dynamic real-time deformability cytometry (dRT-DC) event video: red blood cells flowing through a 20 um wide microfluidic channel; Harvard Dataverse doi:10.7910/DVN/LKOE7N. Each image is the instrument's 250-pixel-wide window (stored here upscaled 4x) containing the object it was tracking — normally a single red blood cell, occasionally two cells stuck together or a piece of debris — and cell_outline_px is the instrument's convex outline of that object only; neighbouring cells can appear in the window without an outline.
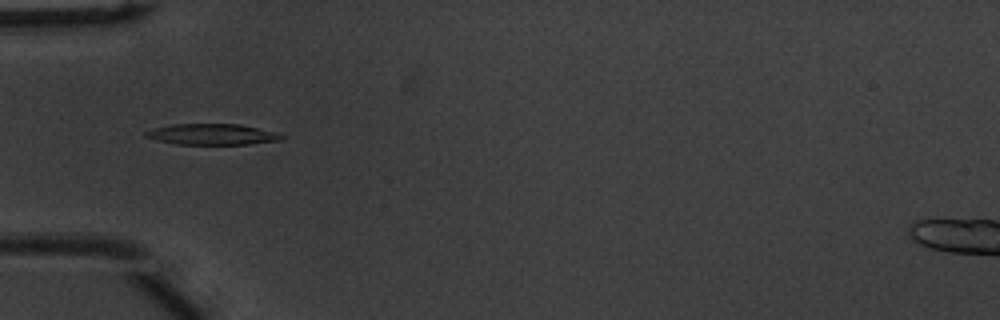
{"species": "common noctule bat (a hibernating species)", "species_latin": "Nyctalus noctula", "temperature_condition": "warm", "stored_images_in_passage": 36, "camera_frame_rate_fps": 3000, "um_per_image_px": 0.085, "animal": {"sex": "male", "body_mass_g": 20.1, "forearm_length_mm": 53.5}, "frame": {"image": 1, "passage_image": 1, "time_ms": 0.0, "image_size_px": [1000, 320], "cell_outline_px": [[288, 136], [280, 140], [248, 144], [176, 144], [156, 140], [144, 136], [144, 132], [156, 128], [172, 124], [240, 124], [276, 132]], "centroid_in_image_um": [18.06, 11.42], "position_along_channel_um": 66.9, "area_um2": 16.53}}
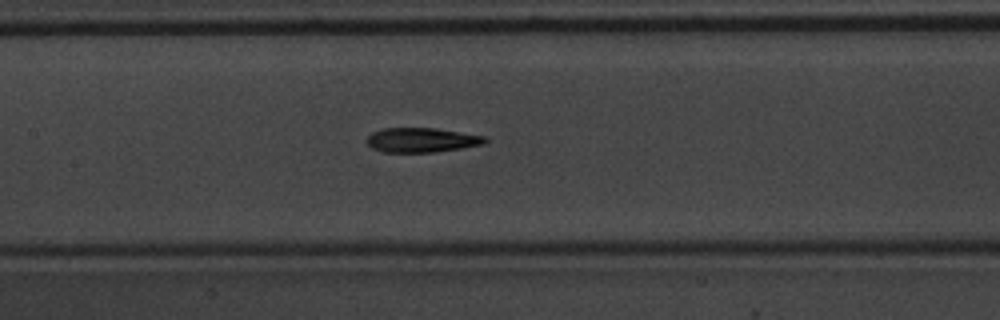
{"frame": {"image": 2, "passage_image": 9, "time_ms": 2.667, "image_size_px": [1000, 320], "cell_outline_px": [[488, 140], [484, 144], [460, 148], [432, 152], [384, 152], [372, 148], [368, 144], [368, 136], [372, 132], [380, 128], [436, 128], [488, 136]], "centroid_in_image_um": [35.87, 11.89], "position_along_channel_um": 171.5, "area_um2": 16.94}}
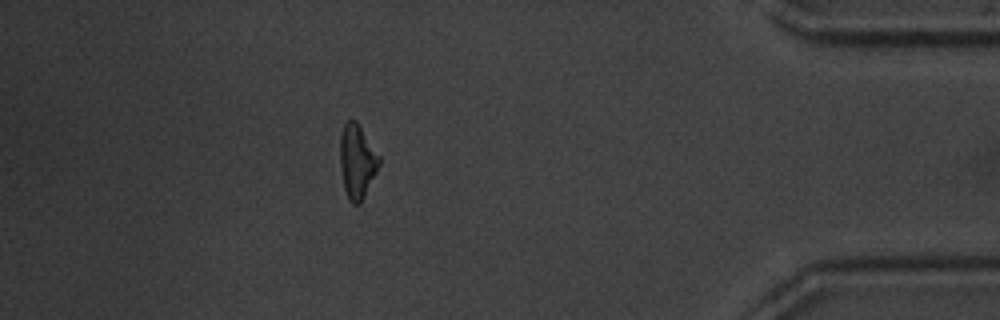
{"frame": {"image": 3, "passage_image": 30, "time_ms": 9.667, "image_size_px": [1000, 320], "cell_outline_px": [[380, 164], [360, 204], [352, 204], [344, 188], [340, 168], [340, 136], [344, 124], [348, 120], [356, 120], [380, 156]], "centroid_in_image_um": [30.35, 13.7], "position_along_channel_um": 404.9, "area_um2": 16.7}, "authors_computed_cell_mechanics": {"area_um2": 16.8487, "velocity_mm_per_s": 3.9281, "shape_relaxation_time_tau1_ms": 3.9381, "shape_relaxation_time_tau2_ms": 4.2223, "deformation_change_tau1": 0.1837, "deformation_change_tau2": 0.1641}}